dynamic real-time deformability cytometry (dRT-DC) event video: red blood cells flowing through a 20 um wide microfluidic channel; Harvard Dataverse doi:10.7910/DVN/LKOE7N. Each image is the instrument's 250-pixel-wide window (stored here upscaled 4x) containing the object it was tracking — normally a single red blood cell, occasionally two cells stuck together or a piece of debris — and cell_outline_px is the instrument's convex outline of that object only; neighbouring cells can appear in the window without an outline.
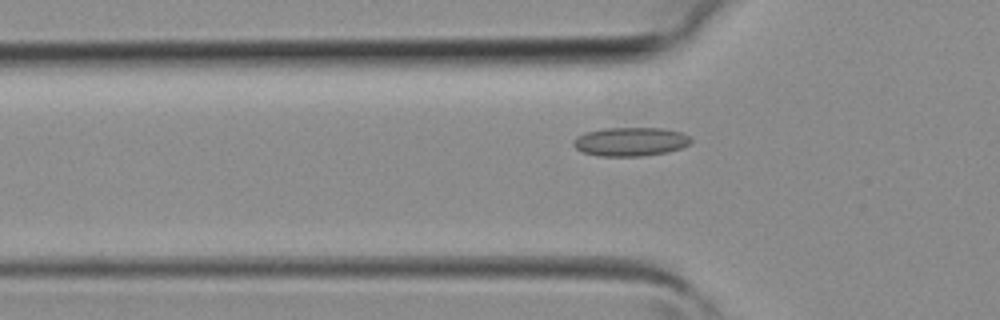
{"species": "common noctule bat (a hibernating species)", "species_latin": "Nyctalus noctula", "temperature_condition": "room temperature", "stored_images_in_passage": 5, "camera_frame_rate_fps": 3000, "um_per_image_px": 0.085, "animal": {"sex": "female", "body_mass_g": 19.3, "forearm_length_mm": 54.1}, "frame": {"image": 1, "passage_image": 5, "time_ms": 1.333, "image_size_px": [1000, 320], "cell_outline_px": [[692, 140], [688, 144], [680, 148], [668, 152], [640, 156], [600, 156], [584, 152], [576, 148], [572, 144], [572, 140], [576, 136], [584, 132], [604, 128], [664, 128], [680, 132], [688, 136]], "centroid_in_image_um": [53.55, 12.03], "position_along_channel_um": 72.3, "area_um2": 19.71}}